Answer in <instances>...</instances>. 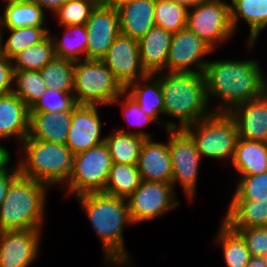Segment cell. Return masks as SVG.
<instances>
[{"mask_svg": "<svg viewBox=\"0 0 267 267\" xmlns=\"http://www.w3.org/2000/svg\"><path fill=\"white\" fill-rule=\"evenodd\" d=\"M141 181L136 164L112 163L103 193L128 199Z\"/></svg>", "mask_w": 267, "mask_h": 267, "instance_id": "cell-29", "label": "cell"}, {"mask_svg": "<svg viewBox=\"0 0 267 267\" xmlns=\"http://www.w3.org/2000/svg\"><path fill=\"white\" fill-rule=\"evenodd\" d=\"M74 65L75 61L55 57L39 70L47 89L73 93Z\"/></svg>", "mask_w": 267, "mask_h": 267, "instance_id": "cell-33", "label": "cell"}, {"mask_svg": "<svg viewBox=\"0 0 267 267\" xmlns=\"http://www.w3.org/2000/svg\"><path fill=\"white\" fill-rule=\"evenodd\" d=\"M166 126V131L170 133L171 184L174 188V184L180 182L186 196L192 200L195 195L198 167L201 161L200 154L194 140L184 129H179L174 122H168Z\"/></svg>", "mask_w": 267, "mask_h": 267, "instance_id": "cell-10", "label": "cell"}, {"mask_svg": "<svg viewBox=\"0 0 267 267\" xmlns=\"http://www.w3.org/2000/svg\"><path fill=\"white\" fill-rule=\"evenodd\" d=\"M97 105L77 104L72 111V120L66 145L75 155L105 142L100 138L101 121Z\"/></svg>", "mask_w": 267, "mask_h": 267, "instance_id": "cell-16", "label": "cell"}, {"mask_svg": "<svg viewBox=\"0 0 267 267\" xmlns=\"http://www.w3.org/2000/svg\"><path fill=\"white\" fill-rule=\"evenodd\" d=\"M146 138H151L145 131L128 132L115 130L105 137L112 163L137 164L139 154Z\"/></svg>", "mask_w": 267, "mask_h": 267, "instance_id": "cell-23", "label": "cell"}, {"mask_svg": "<svg viewBox=\"0 0 267 267\" xmlns=\"http://www.w3.org/2000/svg\"><path fill=\"white\" fill-rule=\"evenodd\" d=\"M101 60L124 88L149 75L140 60L138 40L122 34Z\"/></svg>", "mask_w": 267, "mask_h": 267, "instance_id": "cell-14", "label": "cell"}, {"mask_svg": "<svg viewBox=\"0 0 267 267\" xmlns=\"http://www.w3.org/2000/svg\"><path fill=\"white\" fill-rule=\"evenodd\" d=\"M232 229L245 240L251 256L267 257V226Z\"/></svg>", "mask_w": 267, "mask_h": 267, "instance_id": "cell-40", "label": "cell"}, {"mask_svg": "<svg viewBox=\"0 0 267 267\" xmlns=\"http://www.w3.org/2000/svg\"><path fill=\"white\" fill-rule=\"evenodd\" d=\"M64 27L66 29L63 39L59 40L51 36L56 57L75 62L80 61L82 55L84 56L82 59H87L88 34L86 25H71Z\"/></svg>", "mask_w": 267, "mask_h": 267, "instance_id": "cell-32", "label": "cell"}, {"mask_svg": "<svg viewBox=\"0 0 267 267\" xmlns=\"http://www.w3.org/2000/svg\"><path fill=\"white\" fill-rule=\"evenodd\" d=\"M3 17L0 16V29L20 27H43L44 10L32 0L22 3H11L4 6Z\"/></svg>", "mask_w": 267, "mask_h": 267, "instance_id": "cell-28", "label": "cell"}, {"mask_svg": "<svg viewBox=\"0 0 267 267\" xmlns=\"http://www.w3.org/2000/svg\"><path fill=\"white\" fill-rule=\"evenodd\" d=\"M136 165L142 181L171 183L169 139L167 144H164L146 138Z\"/></svg>", "mask_w": 267, "mask_h": 267, "instance_id": "cell-18", "label": "cell"}, {"mask_svg": "<svg viewBox=\"0 0 267 267\" xmlns=\"http://www.w3.org/2000/svg\"><path fill=\"white\" fill-rule=\"evenodd\" d=\"M224 222L231 228L267 226V200H232Z\"/></svg>", "mask_w": 267, "mask_h": 267, "instance_id": "cell-26", "label": "cell"}, {"mask_svg": "<svg viewBox=\"0 0 267 267\" xmlns=\"http://www.w3.org/2000/svg\"><path fill=\"white\" fill-rule=\"evenodd\" d=\"M151 78L154 81L150 80ZM141 80L149 81V83L142 86L143 83L137 80L129 84L125 91H129L130 88L131 91L128 92V95L137 102L144 113L151 116L159 124L161 122L158 121V116L161 113L164 114V100L160 81L153 74H149Z\"/></svg>", "mask_w": 267, "mask_h": 267, "instance_id": "cell-27", "label": "cell"}, {"mask_svg": "<svg viewBox=\"0 0 267 267\" xmlns=\"http://www.w3.org/2000/svg\"><path fill=\"white\" fill-rule=\"evenodd\" d=\"M73 82L76 104L110 105L125 93V88L102 60L76 61Z\"/></svg>", "mask_w": 267, "mask_h": 267, "instance_id": "cell-6", "label": "cell"}, {"mask_svg": "<svg viewBox=\"0 0 267 267\" xmlns=\"http://www.w3.org/2000/svg\"><path fill=\"white\" fill-rule=\"evenodd\" d=\"M20 174L19 166L11 168L8 173L0 174V205L5 199L13 180Z\"/></svg>", "mask_w": 267, "mask_h": 267, "instance_id": "cell-43", "label": "cell"}, {"mask_svg": "<svg viewBox=\"0 0 267 267\" xmlns=\"http://www.w3.org/2000/svg\"><path fill=\"white\" fill-rule=\"evenodd\" d=\"M100 0H69L54 15L58 16L59 25H85L91 12Z\"/></svg>", "mask_w": 267, "mask_h": 267, "instance_id": "cell-37", "label": "cell"}, {"mask_svg": "<svg viewBox=\"0 0 267 267\" xmlns=\"http://www.w3.org/2000/svg\"><path fill=\"white\" fill-rule=\"evenodd\" d=\"M47 185L19 174L0 205V232L40 229Z\"/></svg>", "mask_w": 267, "mask_h": 267, "instance_id": "cell-4", "label": "cell"}, {"mask_svg": "<svg viewBox=\"0 0 267 267\" xmlns=\"http://www.w3.org/2000/svg\"><path fill=\"white\" fill-rule=\"evenodd\" d=\"M135 1L137 0H100L101 3L111 5L116 9H118L122 5L133 3Z\"/></svg>", "mask_w": 267, "mask_h": 267, "instance_id": "cell-48", "label": "cell"}, {"mask_svg": "<svg viewBox=\"0 0 267 267\" xmlns=\"http://www.w3.org/2000/svg\"><path fill=\"white\" fill-rule=\"evenodd\" d=\"M164 100V114L176 117L180 121L179 129L192 125L209 116L206 79L204 72H168L161 78ZM209 112V114H208Z\"/></svg>", "mask_w": 267, "mask_h": 267, "instance_id": "cell-3", "label": "cell"}, {"mask_svg": "<svg viewBox=\"0 0 267 267\" xmlns=\"http://www.w3.org/2000/svg\"><path fill=\"white\" fill-rule=\"evenodd\" d=\"M190 9L186 27L213 50L233 34L230 4L225 0H207Z\"/></svg>", "mask_w": 267, "mask_h": 267, "instance_id": "cell-9", "label": "cell"}, {"mask_svg": "<svg viewBox=\"0 0 267 267\" xmlns=\"http://www.w3.org/2000/svg\"><path fill=\"white\" fill-rule=\"evenodd\" d=\"M55 57L54 43L48 34L42 41L20 51L11 59L13 71L41 70Z\"/></svg>", "mask_w": 267, "mask_h": 267, "instance_id": "cell-30", "label": "cell"}, {"mask_svg": "<svg viewBox=\"0 0 267 267\" xmlns=\"http://www.w3.org/2000/svg\"><path fill=\"white\" fill-rule=\"evenodd\" d=\"M13 66L12 60L0 52V96L12 92L13 88Z\"/></svg>", "mask_w": 267, "mask_h": 267, "instance_id": "cell-42", "label": "cell"}, {"mask_svg": "<svg viewBox=\"0 0 267 267\" xmlns=\"http://www.w3.org/2000/svg\"><path fill=\"white\" fill-rule=\"evenodd\" d=\"M184 130L194 140L201 158L233 159L239 136L236 122L228 112L213 110L209 116Z\"/></svg>", "mask_w": 267, "mask_h": 267, "instance_id": "cell-7", "label": "cell"}, {"mask_svg": "<svg viewBox=\"0 0 267 267\" xmlns=\"http://www.w3.org/2000/svg\"><path fill=\"white\" fill-rule=\"evenodd\" d=\"M125 94L127 95L125 100L119 101V99L122 96L120 95L112 103L115 104L117 102H121L120 105L123 106L122 110H124L123 115H126V118L129 121V124L131 125L133 124L132 126H141V125H145L146 123H150V122L156 123V121L151 116L147 115L140 109L137 102L127 94V91H125Z\"/></svg>", "mask_w": 267, "mask_h": 267, "instance_id": "cell-41", "label": "cell"}, {"mask_svg": "<svg viewBox=\"0 0 267 267\" xmlns=\"http://www.w3.org/2000/svg\"><path fill=\"white\" fill-rule=\"evenodd\" d=\"M173 190L171 183L141 181L127 199L132 223L152 220L178 206L180 202L174 198Z\"/></svg>", "mask_w": 267, "mask_h": 267, "instance_id": "cell-11", "label": "cell"}, {"mask_svg": "<svg viewBox=\"0 0 267 267\" xmlns=\"http://www.w3.org/2000/svg\"><path fill=\"white\" fill-rule=\"evenodd\" d=\"M73 93L57 91L53 88L46 89L44 94L30 108V112L57 113L73 111L76 106Z\"/></svg>", "mask_w": 267, "mask_h": 267, "instance_id": "cell-38", "label": "cell"}, {"mask_svg": "<svg viewBox=\"0 0 267 267\" xmlns=\"http://www.w3.org/2000/svg\"><path fill=\"white\" fill-rule=\"evenodd\" d=\"M87 213L91 226L99 235L106 260L109 264L128 265L130 262L123 242V227L131 224L127 199L103 192L86 193L77 196ZM127 254V255H126Z\"/></svg>", "mask_w": 267, "mask_h": 267, "instance_id": "cell-2", "label": "cell"}, {"mask_svg": "<svg viewBox=\"0 0 267 267\" xmlns=\"http://www.w3.org/2000/svg\"><path fill=\"white\" fill-rule=\"evenodd\" d=\"M120 34L139 40L154 26L155 0H137L118 9Z\"/></svg>", "mask_w": 267, "mask_h": 267, "instance_id": "cell-21", "label": "cell"}, {"mask_svg": "<svg viewBox=\"0 0 267 267\" xmlns=\"http://www.w3.org/2000/svg\"><path fill=\"white\" fill-rule=\"evenodd\" d=\"M231 163L240 177L267 171V143L239 138Z\"/></svg>", "mask_w": 267, "mask_h": 267, "instance_id": "cell-25", "label": "cell"}, {"mask_svg": "<svg viewBox=\"0 0 267 267\" xmlns=\"http://www.w3.org/2000/svg\"><path fill=\"white\" fill-rule=\"evenodd\" d=\"M24 160L18 163L20 174L49 186L68 183L74 154L66 144L24 139ZM66 181V182H65Z\"/></svg>", "mask_w": 267, "mask_h": 267, "instance_id": "cell-5", "label": "cell"}, {"mask_svg": "<svg viewBox=\"0 0 267 267\" xmlns=\"http://www.w3.org/2000/svg\"><path fill=\"white\" fill-rule=\"evenodd\" d=\"M8 30L11 35L2 45V33L4 31L0 29V52L9 59H12L20 51L39 43L49 34V30L45 27L35 26Z\"/></svg>", "mask_w": 267, "mask_h": 267, "instance_id": "cell-34", "label": "cell"}, {"mask_svg": "<svg viewBox=\"0 0 267 267\" xmlns=\"http://www.w3.org/2000/svg\"><path fill=\"white\" fill-rule=\"evenodd\" d=\"M112 159L105 142L74 155L73 168L68 179V193L80 196L86 193L104 192Z\"/></svg>", "mask_w": 267, "mask_h": 267, "instance_id": "cell-8", "label": "cell"}, {"mask_svg": "<svg viewBox=\"0 0 267 267\" xmlns=\"http://www.w3.org/2000/svg\"><path fill=\"white\" fill-rule=\"evenodd\" d=\"M216 242L222 244L226 267H246L250 260V252L245 240L226 222L220 228Z\"/></svg>", "mask_w": 267, "mask_h": 267, "instance_id": "cell-31", "label": "cell"}, {"mask_svg": "<svg viewBox=\"0 0 267 267\" xmlns=\"http://www.w3.org/2000/svg\"><path fill=\"white\" fill-rule=\"evenodd\" d=\"M71 120L72 111L29 112V132L25 139L66 144Z\"/></svg>", "mask_w": 267, "mask_h": 267, "instance_id": "cell-19", "label": "cell"}, {"mask_svg": "<svg viewBox=\"0 0 267 267\" xmlns=\"http://www.w3.org/2000/svg\"><path fill=\"white\" fill-rule=\"evenodd\" d=\"M6 1V5L11 4V3H22V2H27L30 0H5Z\"/></svg>", "mask_w": 267, "mask_h": 267, "instance_id": "cell-49", "label": "cell"}, {"mask_svg": "<svg viewBox=\"0 0 267 267\" xmlns=\"http://www.w3.org/2000/svg\"><path fill=\"white\" fill-rule=\"evenodd\" d=\"M231 22L236 31L239 19L243 18L250 27L248 46L253 47L260 31L267 27V0H231Z\"/></svg>", "mask_w": 267, "mask_h": 267, "instance_id": "cell-24", "label": "cell"}, {"mask_svg": "<svg viewBox=\"0 0 267 267\" xmlns=\"http://www.w3.org/2000/svg\"><path fill=\"white\" fill-rule=\"evenodd\" d=\"M188 9L171 0H155V26L171 33L184 29L187 24Z\"/></svg>", "mask_w": 267, "mask_h": 267, "instance_id": "cell-36", "label": "cell"}, {"mask_svg": "<svg viewBox=\"0 0 267 267\" xmlns=\"http://www.w3.org/2000/svg\"><path fill=\"white\" fill-rule=\"evenodd\" d=\"M246 267H267V257L251 256Z\"/></svg>", "mask_w": 267, "mask_h": 267, "instance_id": "cell-46", "label": "cell"}, {"mask_svg": "<svg viewBox=\"0 0 267 267\" xmlns=\"http://www.w3.org/2000/svg\"><path fill=\"white\" fill-rule=\"evenodd\" d=\"M171 1L179 5H182L186 7L188 10H190V8H193L194 6H197L198 4L207 0H171Z\"/></svg>", "mask_w": 267, "mask_h": 267, "instance_id": "cell-47", "label": "cell"}, {"mask_svg": "<svg viewBox=\"0 0 267 267\" xmlns=\"http://www.w3.org/2000/svg\"><path fill=\"white\" fill-rule=\"evenodd\" d=\"M14 81L17 87L13 88L12 92L21 98L29 108L47 89L39 70L13 71Z\"/></svg>", "mask_w": 267, "mask_h": 267, "instance_id": "cell-35", "label": "cell"}, {"mask_svg": "<svg viewBox=\"0 0 267 267\" xmlns=\"http://www.w3.org/2000/svg\"><path fill=\"white\" fill-rule=\"evenodd\" d=\"M240 178L232 200H267V171Z\"/></svg>", "mask_w": 267, "mask_h": 267, "instance_id": "cell-39", "label": "cell"}, {"mask_svg": "<svg viewBox=\"0 0 267 267\" xmlns=\"http://www.w3.org/2000/svg\"><path fill=\"white\" fill-rule=\"evenodd\" d=\"M213 49L194 32L185 27L173 33L166 67L168 72H204L207 62L202 57ZM196 68L191 70L190 67Z\"/></svg>", "mask_w": 267, "mask_h": 267, "instance_id": "cell-12", "label": "cell"}, {"mask_svg": "<svg viewBox=\"0 0 267 267\" xmlns=\"http://www.w3.org/2000/svg\"><path fill=\"white\" fill-rule=\"evenodd\" d=\"M87 59L101 60L120 35L118 10L99 2L86 22Z\"/></svg>", "mask_w": 267, "mask_h": 267, "instance_id": "cell-13", "label": "cell"}, {"mask_svg": "<svg viewBox=\"0 0 267 267\" xmlns=\"http://www.w3.org/2000/svg\"><path fill=\"white\" fill-rule=\"evenodd\" d=\"M42 9L48 8L51 9L52 12H56L61 6L67 3L69 0H32Z\"/></svg>", "mask_w": 267, "mask_h": 267, "instance_id": "cell-44", "label": "cell"}, {"mask_svg": "<svg viewBox=\"0 0 267 267\" xmlns=\"http://www.w3.org/2000/svg\"><path fill=\"white\" fill-rule=\"evenodd\" d=\"M30 108L15 93L0 96V138L16 136L23 141L29 132Z\"/></svg>", "mask_w": 267, "mask_h": 267, "instance_id": "cell-22", "label": "cell"}, {"mask_svg": "<svg viewBox=\"0 0 267 267\" xmlns=\"http://www.w3.org/2000/svg\"><path fill=\"white\" fill-rule=\"evenodd\" d=\"M10 162V154L8 149L0 145V174H5L10 171L6 168L8 163Z\"/></svg>", "mask_w": 267, "mask_h": 267, "instance_id": "cell-45", "label": "cell"}, {"mask_svg": "<svg viewBox=\"0 0 267 267\" xmlns=\"http://www.w3.org/2000/svg\"><path fill=\"white\" fill-rule=\"evenodd\" d=\"M228 113L236 122L239 138L267 143V91Z\"/></svg>", "mask_w": 267, "mask_h": 267, "instance_id": "cell-17", "label": "cell"}, {"mask_svg": "<svg viewBox=\"0 0 267 267\" xmlns=\"http://www.w3.org/2000/svg\"><path fill=\"white\" fill-rule=\"evenodd\" d=\"M172 36L173 33L154 26L138 40L140 60L149 74L158 76L166 67Z\"/></svg>", "mask_w": 267, "mask_h": 267, "instance_id": "cell-20", "label": "cell"}, {"mask_svg": "<svg viewBox=\"0 0 267 267\" xmlns=\"http://www.w3.org/2000/svg\"><path fill=\"white\" fill-rule=\"evenodd\" d=\"M40 229L0 232V267H28L36 259Z\"/></svg>", "mask_w": 267, "mask_h": 267, "instance_id": "cell-15", "label": "cell"}, {"mask_svg": "<svg viewBox=\"0 0 267 267\" xmlns=\"http://www.w3.org/2000/svg\"><path fill=\"white\" fill-rule=\"evenodd\" d=\"M204 75L208 101L215 96L222 103L216 112H230L267 91L265 76L254 59L207 61Z\"/></svg>", "mask_w": 267, "mask_h": 267, "instance_id": "cell-1", "label": "cell"}]
</instances>
